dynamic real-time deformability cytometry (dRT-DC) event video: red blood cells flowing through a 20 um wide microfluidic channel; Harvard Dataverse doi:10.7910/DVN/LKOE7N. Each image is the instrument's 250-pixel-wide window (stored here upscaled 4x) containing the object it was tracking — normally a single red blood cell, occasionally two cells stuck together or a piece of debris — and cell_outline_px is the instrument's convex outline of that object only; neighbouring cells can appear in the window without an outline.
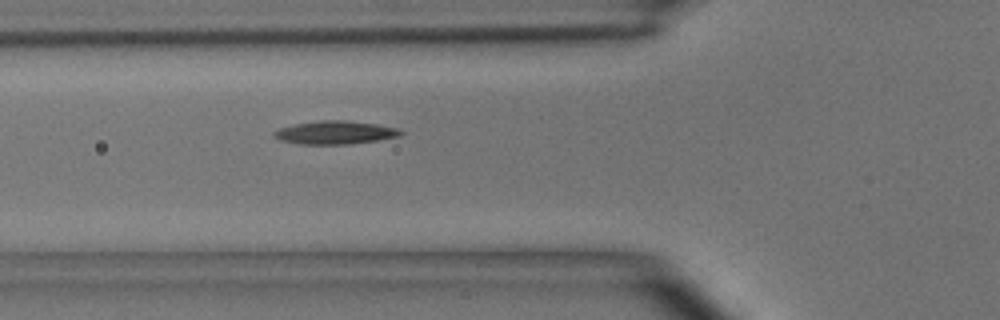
{"species": "common noctule bat (a hibernating species)", "species_latin": "Nyctalus noctula", "temperature_condition": "room temperature", "stored_images_in_passage": 3, "camera_frame_rate_fps": 3000, "um_per_image_px": 0.085, "animal": {"sex": "male", "body_mass_g": 15.6}, "frame": {"image": 1, "passage_image": 3, "time_ms": 2.333, "image_size_px": [1000, 320], "cell_outline_px": [[404, 132], [400, 136], [376, 140], [348, 144], [296, 144], [280, 140], [272, 136], [272, 132], [280, 128], [296, 124], [320, 120], [344, 120], [376, 124], [400, 128]], "centroid_in_image_um": [28.48, 11.26], "position_along_channel_um": 97.3, "area_um2": 17.17}}